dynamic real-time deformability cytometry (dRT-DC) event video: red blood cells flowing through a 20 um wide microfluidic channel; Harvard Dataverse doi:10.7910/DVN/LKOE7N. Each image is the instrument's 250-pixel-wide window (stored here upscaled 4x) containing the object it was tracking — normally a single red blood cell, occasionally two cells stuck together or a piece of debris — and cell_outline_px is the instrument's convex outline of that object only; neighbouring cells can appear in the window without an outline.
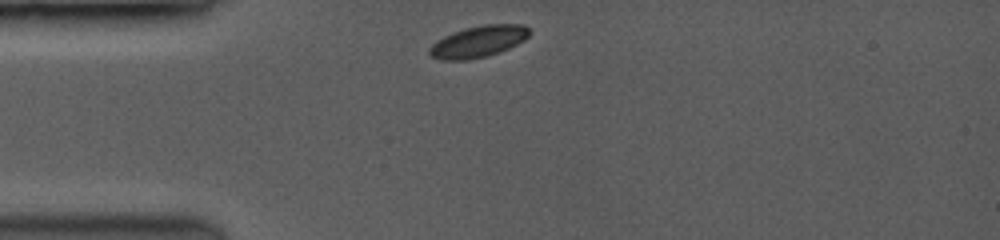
{"species": "common noctule bat (a hibernating species)", "species_latin": "Nyctalus noctula", "temperature_condition": "room temperature", "stored_images_in_passage": 18, "camera_frame_rate_fps": 3500, "um_per_image_px": 0.085, "animal": {"sex": "female", "body_mass_g": 19.0, "forearm_length_mm": 53.3}, "frame": {"image": 1, "passage_image": 1, "time_ms": 0.0, "image_size_px": [1000, 240], "cell_outline_px": [[528, 36], [524, 40], [508, 48], [484, 56], [464, 60], [440, 60], [432, 56], [428, 52], [428, 48], [436, 40], [452, 32], [464, 28], [484, 24], [524, 24], [528, 28]], "centroid_in_image_um": [40.61, 3.51], "position_along_channel_um": 44.4, "area_um2": 18.15}}
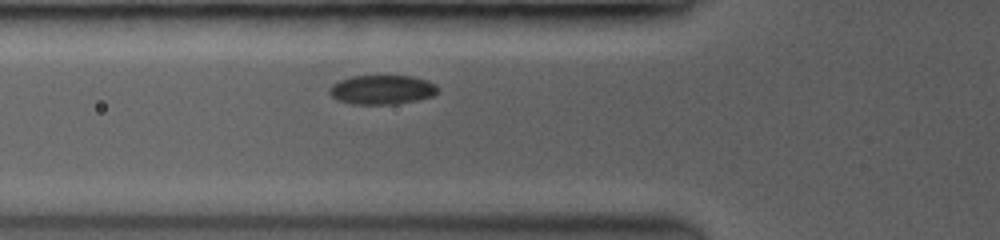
{"frame": {"image": 2, "passage_image": 8, "time_ms": 1.714, "image_size_px": [1000, 240], "cell_outline_px": [[436, 92], [432, 96], [392, 104], [352, 104], [340, 100], [332, 96], [332, 84], [340, 80], [352, 76], [412, 76], [428, 80], [436, 84]], "centroid_in_image_um": [32.48, 7.61], "position_along_channel_um": 93.3, "area_um2": 17.98}}
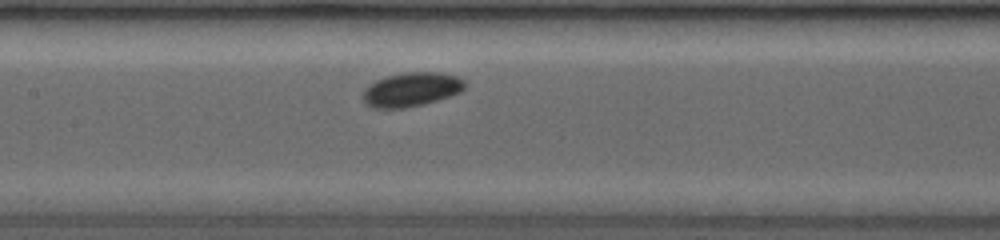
{"frame": {"image": 3, "passage_image": 16, "time_ms": 3.714, "image_size_px": [1000, 240], "cell_outline_px": [[464, 88], [460, 92], [448, 96], [420, 104], [400, 108], [376, 108], [368, 104], [364, 100], [364, 88], [368, 84], [376, 80], [388, 76], [404, 72], [440, 72], [456, 76], [464, 80]], "centroid_in_image_um": [34.95, 7.58], "position_along_channel_um": 172.4, "area_um2": 19.77}}